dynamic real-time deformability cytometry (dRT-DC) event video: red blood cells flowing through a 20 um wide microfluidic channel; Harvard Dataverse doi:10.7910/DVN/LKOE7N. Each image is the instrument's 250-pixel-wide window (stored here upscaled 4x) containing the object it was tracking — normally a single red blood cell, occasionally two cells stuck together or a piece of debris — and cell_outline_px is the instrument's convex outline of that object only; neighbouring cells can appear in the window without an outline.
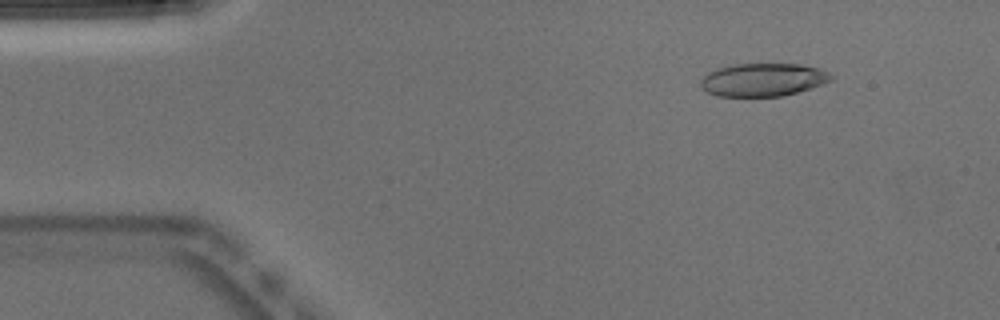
{"species": "Egyptian fruit bat (a non-hibernating species)", "species_latin": "Rousettus aegyptiacus", "temperature_condition": "warm", "stored_images_in_passage": 50, "camera_frame_rate_fps": 3000, "um_per_image_px": 0.085, "animal": {"sex": "male"}, "frame": {"image": 1, "passage_image": 6, "time_ms": 1.667, "image_size_px": [1000, 320], "cell_outline_px": [[836, 76], [832, 80], [796, 92], [780, 96], [716, 96], [708, 92], [700, 84], [700, 80], [708, 72], [716, 68], [736, 64], [800, 64], [820, 68]], "centroid_in_image_um": [64.86, 6.76], "position_along_channel_um": 20.1, "area_um2": 24.97}}
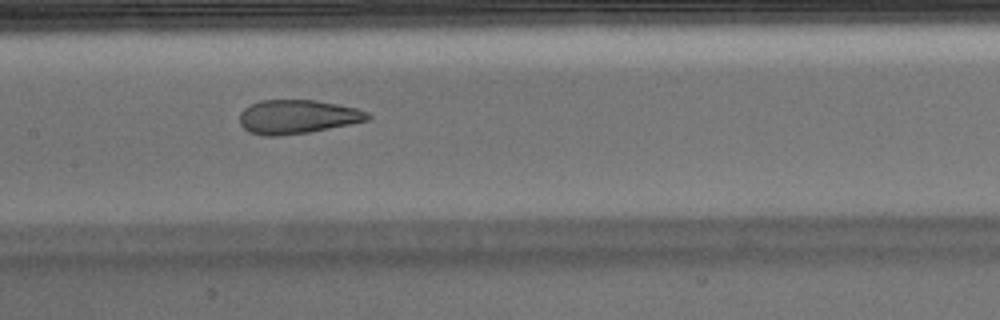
{"frame": {"image": 2, "passage_image": 24, "time_ms": 7.667, "image_size_px": [1000, 320], "cell_outline_px": [[372, 116], [368, 120], [308, 132], [276, 136], [264, 136], [248, 132], [240, 124], [240, 112], [244, 108], [260, 100], [316, 100], [356, 108], [368, 112]], "centroid_in_image_um": [25.25, 9.92], "position_along_channel_um": 182.2, "area_um2": 25.14}}
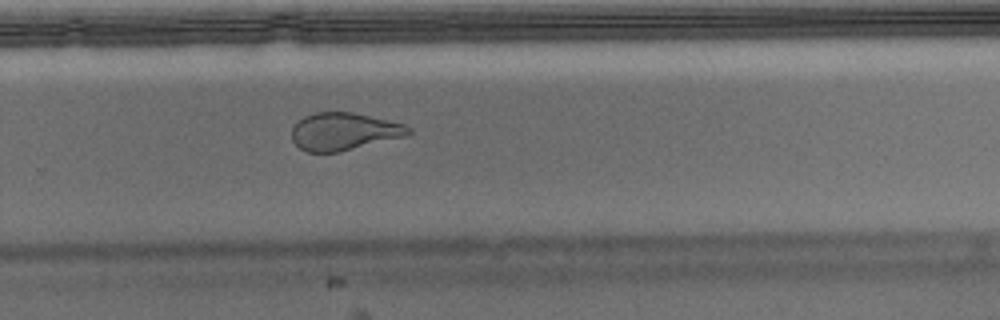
{"frame": {"image": 3, "passage_image": 33, "time_ms": 10.667, "image_size_px": [1000, 320], "cell_outline_px": [[412, 132], [408, 136], [340, 152], [308, 152], [300, 148], [292, 140], [292, 128], [304, 116], [312, 112], [352, 112], [388, 120], [404, 124], [412, 128]], "centroid_in_image_um": [29.26, 11.18], "position_along_channel_um": 300.5, "area_um2": 25.66}, "authors_computed_cell_mechanics": {"area_um2": 26.6747, "velocity_mm_per_s": 3.9772, "shape_relaxation_time_tau1_ms": null, "shape_relaxation_time_tau2_ms": 1.1637, "deformation_change_tau1": null, "deformation_change_tau2": 0.0893}}